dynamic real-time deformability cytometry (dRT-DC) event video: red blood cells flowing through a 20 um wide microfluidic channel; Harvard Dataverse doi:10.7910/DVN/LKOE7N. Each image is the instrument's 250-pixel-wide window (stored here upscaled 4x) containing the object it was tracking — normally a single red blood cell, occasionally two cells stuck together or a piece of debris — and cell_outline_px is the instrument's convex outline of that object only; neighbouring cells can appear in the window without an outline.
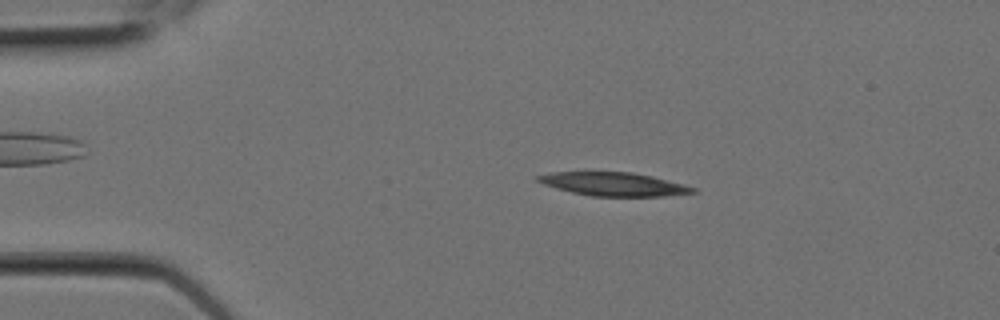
{"species": "Egyptian fruit bat (a non-hibernating species)", "species_latin": "Rousettus aegyptiacus", "temperature_condition": "room temperature", "stored_images_in_passage": 6, "camera_frame_rate_fps": 3000, "um_per_image_px": 0.085, "animal": {"sex": "female"}, "frame": {"image": 1, "passage_image": 3, "time_ms": 0.667, "image_size_px": [1000, 320], "cell_outline_px": [[696, 192], [664, 196], [592, 196], [572, 192], [556, 188], [544, 184], [536, 180], [536, 176], [552, 172], [632, 172], [652, 176], [684, 184], [696, 188]], "centroid_in_image_um": [52.17, 15.65], "position_along_channel_um": 32.8, "area_um2": 21.04}}
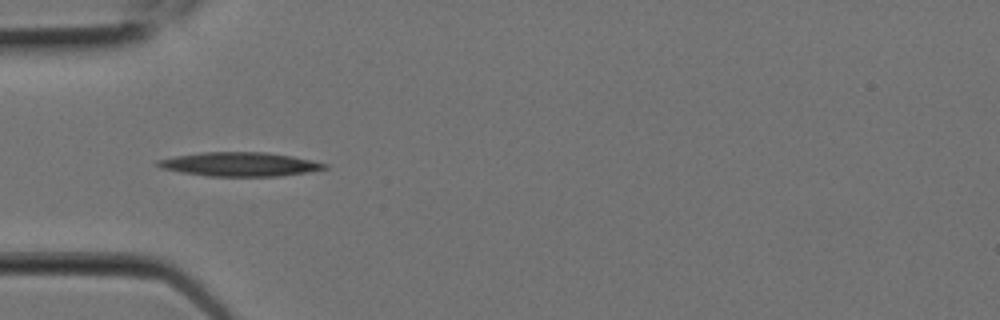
{"frame": {"image": 2, "passage_image": 5, "time_ms": 1.333, "image_size_px": [1000, 320], "cell_outline_px": [[328, 168], [308, 172], [280, 176], [208, 176], [180, 172], [160, 168], [156, 164], [156, 160], [176, 156], [200, 152], [264, 152], [292, 156], [312, 160], [328, 164]], "centroid_in_image_um": [20.37, 13.96], "position_along_channel_um": 64.6, "area_um2": 23.35}}
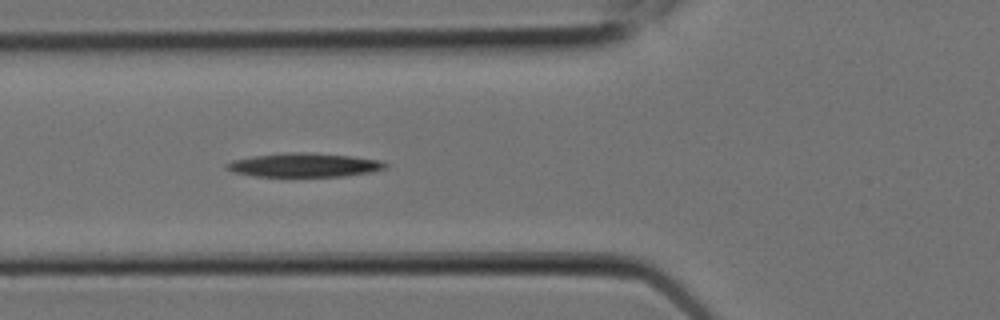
{"frame": {"image": 3, "passage_image": 6, "time_ms": 1.667, "image_size_px": [1000, 320], "cell_outline_px": [[388, 168], [368, 172], [340, 176], [256, 176], [232, 172], [224, 168], [224, 164], [232, 160], [252, 156], [292, 152], [304, 152], [352, 156], [380, 160], [388, 164]], "centroid_in_image_um": [25.82, 14.02], "position_along_channel_um": 100.0, "area_um2": 21.96}}